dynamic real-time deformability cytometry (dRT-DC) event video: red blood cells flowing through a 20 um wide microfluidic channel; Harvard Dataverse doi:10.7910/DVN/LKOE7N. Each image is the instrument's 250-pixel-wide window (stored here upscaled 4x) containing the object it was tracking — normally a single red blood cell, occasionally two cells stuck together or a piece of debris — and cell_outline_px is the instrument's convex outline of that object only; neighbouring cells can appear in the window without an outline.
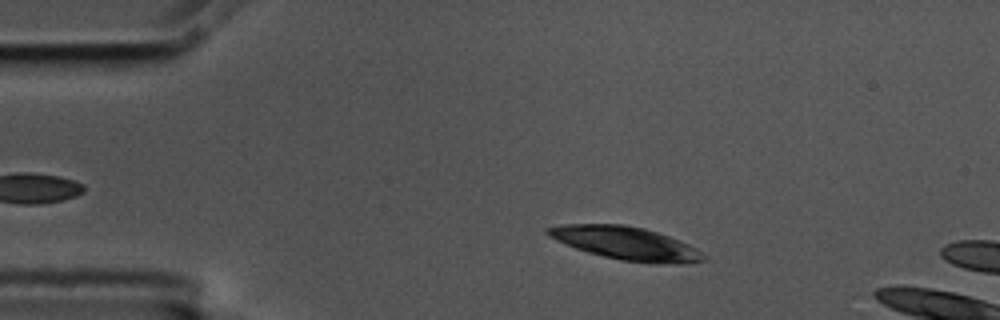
{"species": "common noctule bat (a hibernating species)", "species_latin": "Nyctalus noctula", "temperature_condition": "cold", "stored_images_in_passage": 14, "camera_frame_rate_fps": 3000, "um_per_image_px": 0.085, "animal": {"sex": "male", "body_mass_g": 17.5, "forearm_length_mm": 52.3}, "frame": {"image": 1, "passage_image": 8, "time_ms": 2.333, "image_size_px": [1000, 320], "cell_outline_px": [[708, 260], [680, 264], [660, 264], [620, 260], [588, 252], [576, 248], [556, 240], [548, 236], [544, 232], [544, 228], [564, 224], [624, 224], [644, 228], [680, 240], [696, 248], [708, 256]], "centroid_in_image_um": [53.23, 20.68], "position_along_channel_um": 31.8, "area_um2": 30.17}}